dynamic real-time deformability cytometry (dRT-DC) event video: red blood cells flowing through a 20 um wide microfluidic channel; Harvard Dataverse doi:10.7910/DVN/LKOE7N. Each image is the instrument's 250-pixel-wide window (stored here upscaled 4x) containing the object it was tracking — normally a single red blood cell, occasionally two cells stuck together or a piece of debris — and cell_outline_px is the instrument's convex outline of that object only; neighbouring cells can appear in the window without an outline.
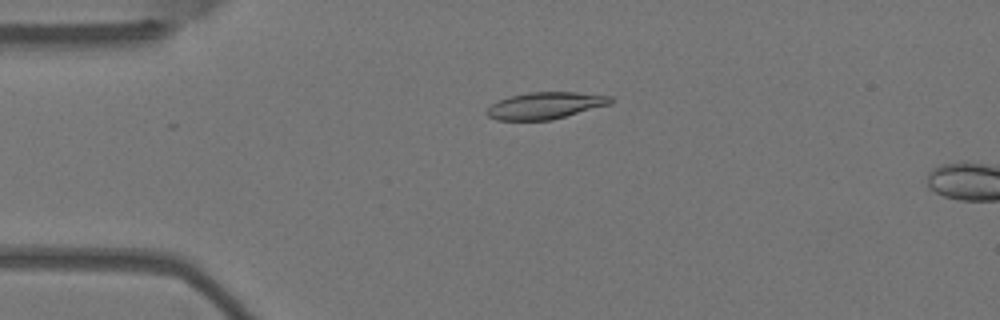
{"species": "Egyptian fruit bat (a non-hibernating species)", "species_latin": "Rousettus aegyptiacus", "temperature_condition": "warm", "stored_images_in_passage": 5, "camera_frame_rate_fps": 3000, "um_per_image_px": 0.085, "animal": {"sex": "female"}, "frame": {"image": 1, "passage_image": 4, "time_ms": 1.0, "image_size_px": [1000, 320], "cell_outline_px": [[612, 104], [552, 120], [496, 120], [488, 116], [484, 112], [492, 104], [508, 96], [528, 92], [576, 92], [612, 96]], "centroid_in_image_um": [46.36, 8.97], "position_along_channel_um": 38.6, "area_um2": 19.48}}